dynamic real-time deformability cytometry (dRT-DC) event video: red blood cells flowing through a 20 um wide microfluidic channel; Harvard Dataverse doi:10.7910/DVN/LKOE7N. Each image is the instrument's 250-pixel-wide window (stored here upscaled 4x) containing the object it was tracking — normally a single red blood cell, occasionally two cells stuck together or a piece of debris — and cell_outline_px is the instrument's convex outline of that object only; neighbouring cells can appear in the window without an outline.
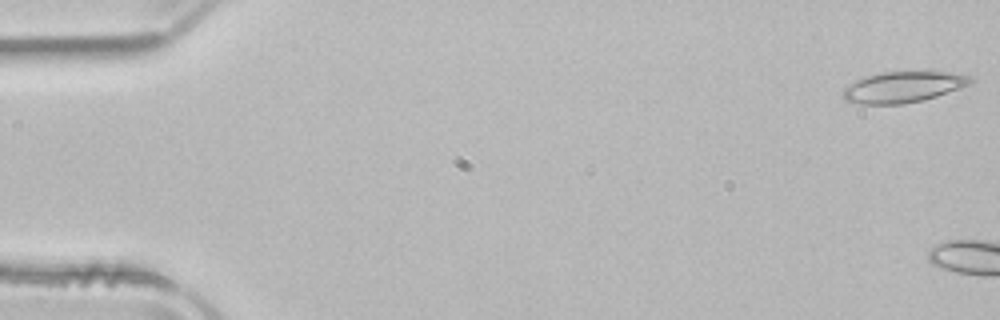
{"species": "common noctule bat (a hibernating species)", "species_latin": "Nyctalus noctula", "temperature_condition": "room temperature", "stored_images_in_passage": 4, "camera_frame_rate_fps": 3000, "um_per_image_px": 0.085, "animal": {"sex": "male", "body_mass_g": 21.5, "forearm_length_mm": 52.0}, "frame": {"image": 1, "passage_image": 1, "time_ms": 0.0, "image_size_px": [1000, 320], "cell_outline_px": [[976, 80], [960, 88], [924, 100], [904, 104], [860, 104], [848, 100], [844, 96], [844, 88], [856, 80], [880, 72], [948, 72], [972, 76]], "centroid_in_image_um": [76.81, 7.39], "position_along_channel_um": 8.2, "area_um2": 22.72}}